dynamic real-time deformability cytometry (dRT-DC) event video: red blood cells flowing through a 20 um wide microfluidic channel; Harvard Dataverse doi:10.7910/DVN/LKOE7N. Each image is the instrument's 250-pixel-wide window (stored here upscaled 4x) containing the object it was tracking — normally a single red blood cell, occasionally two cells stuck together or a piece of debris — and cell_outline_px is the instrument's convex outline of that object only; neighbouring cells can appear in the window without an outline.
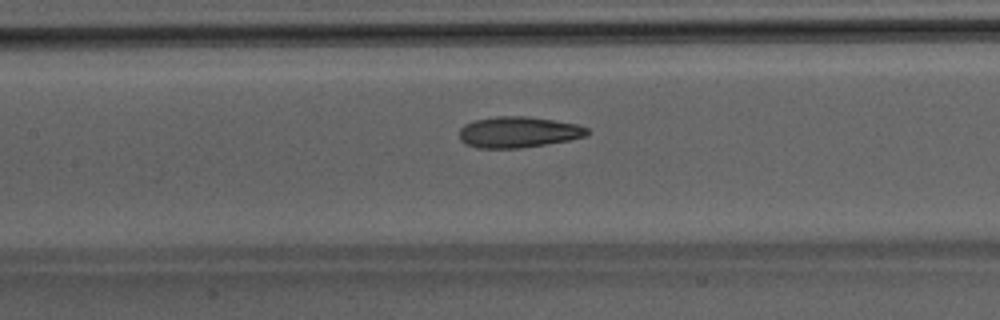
{"species": "Egyptian fruit bat (a non-hibernating species)", "species_latin": "Rousettus aegyptiacus", "temperature_condition": "room temperature", "stored_images_in_passage": 49, "camera_frame_rate_fps": 3000, "um_per_image_px": 0.085, "animal": {"sex": "male"}, "frame": {"image": 1, "passage_image": 23, "time_ms": 7.333, "image_size_px": [1000, 320], "cell_outline_px": [[588, 132], [584, 136], [568, 140], [520, 148], [476, 148], [464, 144], [460, 140], [460, 128], [464, 124], [476, 120], [496, 116], [524, 116], [552, 120], [576, 124], [588, 128]], "centroid_in_image_um": [43.99, 11.23], "position_along_channel_um": 163.4, "area_um2": 22.89}}
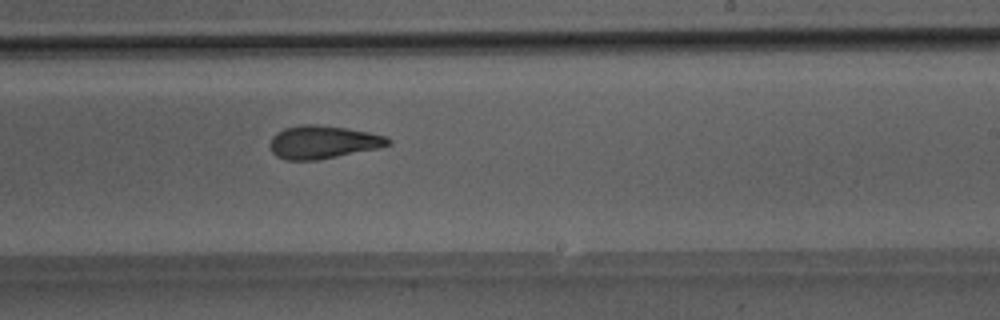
{"frame": {"image": 2, "passage_image": 30, "time_ms": 9.667, "image_size_px": [1000, 320], "cell_outline_px": [[392, 144], [380, 148], [316, 160], [284, 160], [276, 156], [272, 152], [268, 144], [272, 136], [276, 132], [284, 128], [304, 124], [316, 124], [348, 128], [388, 136], [392, 140]], "centroid_in_image_um": [27.45, 12.07], "position_along_channel_um": 261.5, "area_um2": 23.06}}
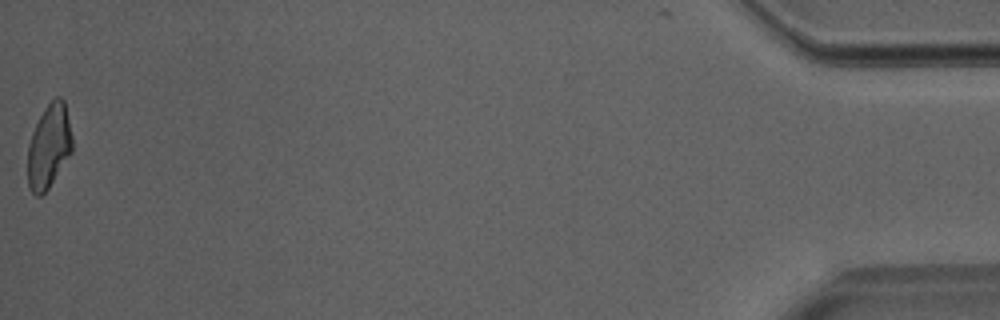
{"frame": {"image": 3, "passage_image": 49, "time_ms": 16.0, "image_size_px": [1000, 320], "cell_outline_px": [[72, 152], [48, 188], [40, 196], [36, 196], [28, 188], [28, 144], [32, 132], [44, 108], [56, 96], [60, 96], [64, 100], [72, 136]], "centroid_in_image_um": [4.15, 12.43], "position_along_channel_um": 431.0, "area_um2": 21.68}}